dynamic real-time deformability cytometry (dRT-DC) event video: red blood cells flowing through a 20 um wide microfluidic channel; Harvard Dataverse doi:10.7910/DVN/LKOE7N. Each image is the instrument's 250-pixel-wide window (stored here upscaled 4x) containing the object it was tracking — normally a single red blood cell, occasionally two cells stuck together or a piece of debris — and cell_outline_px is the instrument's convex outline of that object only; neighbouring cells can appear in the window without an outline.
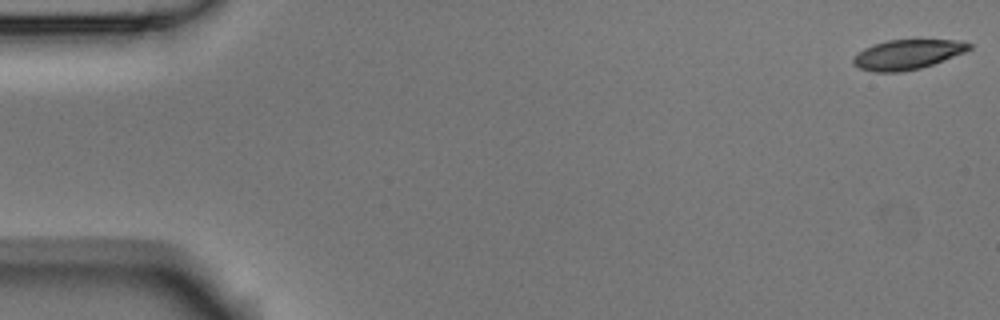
{"species": "Egyptian fruit bat (a non-hibernating species)", "species_latin": "Rousettus aegyptiacus", "temperature_condition": "room temperature", "stored_images_in_passage": 7, "camera_frame_rate_fps": 3000, "um_per_image_px": 0.085, "animal": {"sex": "male"}, "frame": {"image": 1, "passage_image": 1, "time_ms": 0.0, "image_size_px": [1000, 320], "cell_outline_px": [[972, 48], [964, 52], [932, 64], [920, 68], [900, 72], [872, 72], [860, 68], [852, 64], [852, 60], [864, 48], [888, 40], [964, 40], [972, 44]], "centroid_in_image_um": [77.15, 4.63], "position_along_channel_um": 7.9, "area_um2": 19.88}}
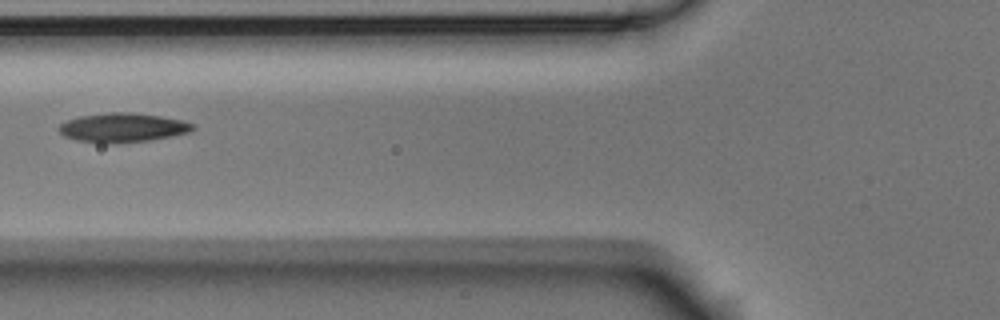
{"frame": {"image": 2, "passage_image": 6, "time_ms": 1.667, "image_size_px": [1000, 320], "cell_outline_px": [[196, 128], [188, 132], [172, 136], [148, 140], [104, 144], [76, 140], [64, 136], [56, 128], [60, 124], [68, 120], [80, 116], [112, 112], [132, 112], [160, 116], [184, 120], [196, 124]], "centroid_in_image_um": [10.44, 10.84], "position_along_channel_um": 115.4, "area_um2": 22.83}}
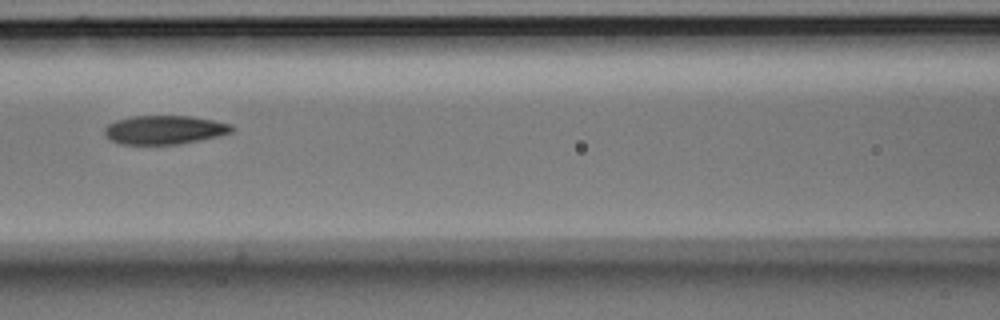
{"frame": {"image": 3, "passage_image": 7, "time_ms": 2.0, "image_size_px": [1000, 320], "cell_outline_px": [[236, 128], [232, 132], [200, 140], [180, 144], [120, 144], [112, 140], [104, 132], [104, 128], [108, 124], [116, 120], [132, 116], [192, 116], [232, 124]], "centroid_in_image_um": [14.0, 11.03], "position_along_channel_um": 152.6, "area_um2": 21.27}}